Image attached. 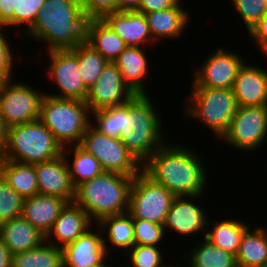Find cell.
Here are the masks:
<instances>
[{"instance_id":"22","label":"cell","mask_w":267,"mask_h":267,"mask_svg":"<svg viewBox=\"0 0 267 267\" xmlns=\"http://www.w3.org/2000/svg\"><path fill=\"white\" fill-rule=\"evenodd\" d=\"M67 203L57 196L36 194L24 200L22 217L47 235Z\"/></svg>"},{"instance_id":"32","label":"cell","mask_w":267,"mask_h":267,"mask_svg":"<svg viewBox=\"0 0 267 267\" xmlns=\"http://www.w3.org/2000/svg\"><path fill=\"white\" fill-rule=\"evenodd\" d=\"M12 267H63L62 248L45 241L31 250L12 254Z\"/></svg>"},{"instance_id":"5","label":"cell","mask_w":267,"mask_h":267,"mask_svg":"<svg viewBox=\"0 0 267 267\" xmlns=\"http://www.w3.org/2000/svg\"><path fill=\"white\" fill-rule=\"evenodd\" d=\"M63 154L62 146L40 119L7 128L0 159L37 164Z\"/></svg>"},{"instance_id":"17","label":"cell","mask_w":267,"mask_h":267,"mask_svg":"<svg viewBox=\"0 0 267 267\" xmlns=\"http://www.w3.org/2000/svg\"><path fill=\"white\" fill-rule=\"evenodd\" d=\"M92 228L94 230L93 225L74 242L62 248L63 267H92L109 256L105 250L100 227L95 226L97 231H93Z\"/></svg>"},{"instance_id":"46","label":"cell","mask_w":267,"mask_h":267,"mask_svg":"<svg viewBox=\"0 0 267 267\" xmlns=\"http://www.w3.org/2000/svg\"><path fill=\"white\" fill-rule=\"evenodd\" d=\"M141 0H117V11L138 10Z\"/></svg>"},{"instance_id":"21","label":"cell","mask_w":267,"mask_h":267,"mask_svg":"<svg viewBox=\"0 0 267 267\" xmlns=\"http://www.w3.org/2000/svg\"><path fill=\"white\" fill-rule=\"evenodd\" d=\"M189 12L183 8L181 0L174 7L144 14L153 40L157 43L163 38L180 39L190 23L191 13Z\"/></svg>"},{"instance_id":"29","label":"cell","mask_w":267,"mask_h":267,"mask_svg":"<svg viewBox=\"0 0 267 267\" xmlns=\"http://www.w3.org/2000/svg\"><path fill=\"white\" fill-rule=\"evenodd\" d=\"M209 223L208 220L205 238L213 245L236 256L242 236L251 226L249 224L247 225L246 222L244 223V221H239L234 218L215 221L214 226L209 225Z\"/></svg>"},{"instance_id":"28","label":"cell","mask_w":267,"mask_h":267,"mask_svg":"<svg viewBox=\"0 0 267 267\" xmlns=\"http://www.w3.org/2000/svg\"><path fill=\"white\" fill-rule=\"evenodd\" d=\"M3 179L24 199L39 194L34 164L0 159Z\"/></svg>"},{"instance_id":"13","label":"cell","mask_w":267,"mask_h":267,"mask_svg":"<svg viewBox=\"0 0 267 267\" xmlns=\"http://www.w3.org/2000/svg\"><path fill=\"white\" fill-rule=\"evenodd\" d=\"M49 66L47 69L48 79L52 80L60 93L47 95L60 99H76L85 101L88 88L85 86L79 72L77 57L70 50L47 51ZM50 77V78H49Z\"/></svg>"},{"instance_id":"49","label":"cell","mask_w":267,"mask_h":267,"mask_svg":"<svg viewBox=\"0 0 267 267\" xmlns=\"http://www.w3.org/2000/svg\"><path fill=\"white\" fill-rule=\"evenodd\" d=\"M106 261H108V260L105 257L100 263H98L92 267H112L111 265H109V263H106Z\"/></svg>"},{"instance_id":"31","label":"cell","mask_w":267,"mask_h":267,"mask_svg":"<svg viewBox=\"0 0 267 267\" xmlns=\"http://www.w3.org/2000/svg\"><path fill=\"white\" fill-rule=\"evenodd\" d=\"M191 249L182 255L184 260H189L187 267H238L235 255L213 245L205 237Z\"/></svg>"},{"instance_id":"4","label":"cell","mask_w":267,"mask_h":267,"mask_svg":"<svg viewBox=\"0 0 267 267\" xmlns=\"http://www.w3.org/2000/svg\"><path fill=\"white\" fill-rule=\"evenodd\" d=\"M134 177L103 172L75 188L74 202L97 224L102 218L128 212Z\"/></svg>"},{"instance_id":"24","label":"cell","mask_w":267,"mask_h":267,"mask_svg":"<svg viewBox=\"0 0 267 267\" xmlns=\"http://www.w3.org/2000/svg\"><path fill=\"white\" fill-rule=\"evenodd\" d=\"M0 239L15 254L42 245L46 235L19 216L0 224Z\"/></svg>"},{"instance_id":"10","label":"cell","mask_w":267,"mask_h":267,"mask_svg":"<svg viewBox=\"0 0 267 267\" xmlns=\"http://www.w3.org/2000/svg\"><path fill=\"white\" fill-rule=\"evenodd\" d=\"M13 80H8L0 93V113L7 128L39 119L46 95V91Z\"/></svg>"},{"instance_id":"6","label":"cell","mask_w":267,"mask_h":267,"mask_svg":"<svg viewBox=\"0 0 267 267\" xmlns=\"http://www.w3.org/2000/svg\"><path fill=\"white\" fill-rule=\"evenodd\" d=\"M62 148L79 145L91 125V111L85 101L45 95L39 118Z\"/></svg>"},{"instance_id":"25","label":"cell","mask_w":267,"mask_h":267,"mask_svg":"<svg viewBox=\"0 0 267 267\" xmlns=\"http://www.w3.org/2000/svg\"><path fill=\"white\" fill-rule=\"evenodd\" d=\"M96 225L107 237L105 240L103 236L107 255L110 253V247L126 254L135 244L133 218L129 212L104 217Z\"/></svg>"},{"instance_id":"14","label":"cell","mask_w":267,"mask_h":267,"mask_svg":"<svg viewBox=\"0 0 267 267\" xmlns=\"http://www.w3.org/2000/svg\"><path fill=\"white\" fill-rule=\"evenodd\" d=\"M136 94L124 82L114 62H109L99 78L88 89L86 104L91 112L123 104Z\"/></svg>"},{"instance_id":"1","label":"cell","mask_w":267,"mask_h":267,"mask_svg":"<svg viewBox=\"0 0 267 267\" xmlns=\"http://www.w3.org/2000/svg\"><path fill=\"white\" fill-rule=\"evenodd\" d=\"M177 144L167 141L143 165V171L175 196L204 195L209 178L201 154Z\"/></svg>"},{"instance_id":"18","label":"cell","mask_w":267,"mask_h":267,"mask_svg":"<svg viewBox=\"0 0 267 267\" xmlns=\"http://www.w3.org/2000/svg\"><path fill=\"white\" fill-rule=\"evenodd\" d=\"M94 224L87 212L75 202H69L61 210L51 230L46 235V242L63 248L74 242Z\"/></svg>"},{"instance_id":"45","label":"cell","mask_w":267,"mask_h":267,"mask_svg":"<svg viewBox=\"0 0 267 267\" xmlns=\"http://www.w3.org/2000/svg\"><path fill=\"white\" fill-rule=\"evenodd\" d=\"M0 267H12V253L0 239Z\"/></svg>"},{"instance_id":"23","label":"cell","mask_w":267,"mask_h":267,"mask_svg":"<svg viewBox=\"0 0 267 267\" xmlns=\"http://www.w3.org/2000/svg\"><path fill=\"white\" fill-rule=\"evenodd\" d=\"M145 47L127 46L114 61L124 82L135 94H148L145 79L148 75V57ZM146 51V52H145Z\"/></svg>"},{"instance_id":"33","label":"cell","mask_w":267,"mask_h":267,"mask_svg":"<svg viewBox=\"0 0 267 267\" xmlns=\"http://www.w3.org/2000/svg\"><path fill=\"white\" fill-rule=\"evenodd\" d=\"M70 51L77 57L79 72L85 86L89 89L99 78L109 61L86 41Z\"/></svg>"},{"instance_id":"16","label":"cell","mask_w":267,"mask_h":267,"mask_svg":"<svg viewBox=\"0 0 267 267\" xmlns=\"http://www.w3.org/2000/svg\"><path fill=\"white\" fill-rule=\"evenodd\" d=\"M35 165L39 194L57 196L68 203L74 202L75 187L72 184L66 157H59Z\"/></svg>"},{"instance_id":"35","label":"cell","mask_w":267,"mask_h":267,"mask_svg":"<svg viewBox=\"0 0 267 267\" xmlns=\"http://www.w3.org/2000/svg\"><path fill=\"white\" fill-rule=\"evenodd\" d=\"M24 198L0 176V224L22 216Z\"/></svg>"},{"instance_id":"19","label":"cell","mask_w":267,"mask_h":267,"mask_svg":"<svg viewBox=\"0 0 267 267\" xmlns=\"http://www.w3.org/2000/svg\"><path fill=\"white\" fill-rule=\"evenodd\" d=\"M238 106H267V70L244 63L233 86Z\"/></svg>"},{"instance_id":"48","label":"cell","mask_w":267,"mask_h":267,"mask_svg":"<svg viewBox=\"0 0 267 267\" xmlns=\"http://www.w3.org/2000/svg\"><path fill=\"white\" fill-rule=\"evenodd\" d=\"M7 81L8 79L2 73H0V93Z\"/></svg>"},{"instance_id":"40","label":"cell","mask_w":267,"mask_h":267,"mask_svg":"<svg viewBox=\"0 0 267 267\" xmlns=\"http://www.w3.org/2000/svg\"><path fill=\"white\" fill-rule=\"evenodd\" d=\"M79 2L88 20L102 19L107 14L117 12V0H79Z\"/></svg>"},{"instance_id":"50","label":"cell","mask_w":267,"mask_h":267,"mask_svg":"<svg viewBox=\"0 0 267 267\" xmlns=\"http://www.w3.org/2000/svg\"><path fill=\"white\" fill-rule=\"evenodd\" d=\"M177 266H178L177 264H176V265H174V266H173L172 264H170V265H167V264L165 265V264H164V265H163V266H161V267H177ZM179 267H180V266H179Z\"/></svg>"},{"instance_id":"42","label":"cell","mask_w":267,"mask_h":267,"mask_svg":"<svg viewBox=\"0 0 267 267\" xmlns=\"http://www.w3.org/2000/svg\"><path fill=\"white\" fill-rule=\"evenodd\" d=\"M249 37L255 46L267 59V11L264 16L248 31Z\"/></svg>"},{"instance_id":"37","label":"cell","mask_w":267,"mask_h":267,"mask_svg":"<svg viewBox=\"0 0 267 267\" xmlns=\"http://www.w3.org/2000/svg\"><path fill=\"white\" fill-rule=\"evenodd\" d=\"M133 226L135 244L158 246L164 242L162 239L166 237V233L163 225L133 218Z\"/></svg>"},{"instance_id":"38","label":"cell","mask_w":267,"mask_h":267,"mask_svg":"<svg viewBox=\"0 0 267 267\" xmlns=\"http://www.w3.org/2000/svg\"><path fill=\"white\" fill-rule=\"evenodd\" d=\"M249 31L267 11V0H230Z\"/></svg>"},{"instance_id":"44","label":"cell","mask_w":267,"mask_h":267,"mask_svg":"<svg viewBox=\"0 0 267 267\" xmlns=\"http://www.w3.org/2000/svg\"><path fill=\"white\" fill-rule=\"evenodd\" d=\"M181 0H141L138 12L143 14L165 10L176 6Z\"/></svg>"},{"instance_id":"11","label":"cell","mask_w":267,"mask_h":267,"mask_svg":"<svg viewBox=\"0 0 267 267\" xmlns=\"http://www.w3.org/2000/svg\"><path fill=\"white\" fill-rule=\"evenodd\" d=\"M267 106H238L220 141L235 150L256 151L267 140ZM225 141V142H224Z\"/></svg>"},{"instance_id":"15","label":"cell","mask_w":267,"mask_h":267,"mask_svg":"<svg viewBox=\"0 0 267 267\" xmlns=\"http://www.w3.org/2000/svg\"><path fill=\"white\" fill-rule=\"evenodd\" d=\"M202 196H176L163 225L165 233L172 231V233H178L179 236L189 237L192 234L194 236L199 234L200 231L205 237L207 230L205 228H207V222L210 218L207 216L206 210L201 208L200 204H196V200L201 199Z\"/></svg>"},{"instance_id":"39","label":"cell","mask_w":267,"mask_h":267,"mask_svg":"<svg viewBox=\"0 0 267 267\" xmlns=\"http://www.w3.org/2000/svg\"><path fill=\"white\" fill-rule=\"evenodd\" d=\"M45 0H18L17 11H15V27L22 25V32H26L36 20L38 12L43 8ZM27 26V27H26Z\"/></svg>"},{"instance_id":"20","label":"cell","mask_w":267,"mask_h":267,"mask_svg":"<svg viewBox=\"0 0 267 267\" xmlns=\"http://www.w3.org/2000/svg\"><path fill=\"white\" fill-rule=\"evenodd\" d=\"M102 20L124 40L127 46L147 47L148 44H156L145 15L137 10L110 13Z\"/></svg>"},{"instance_id":"8","label":"cell","mask_w":267,"mask_h":267,"mask_svg":"<svg viewBox=\"0 0 267 267\" xmlns=\"http://www.w3.org/2000/svg\"><path fill=\"white\" fill-rule=\"evenodd\" d=\"M175 197L166 187L142 171L134 176L128 212L132 218L164 225Z\"/></svg>"},{"instance_id":"27","label":"cell","mask_w":267,"mask_h":267,"mask_svg":"<svg viewBox=\"0 0 267 267\" xmlns=\"http://www.w3.org/2000/svg\"><path fill=\"white\" fill-rule=\"evenodd\" d=\"M249 227L243 234L236 261L238 267H267V229Z\"/></svg>"},{"instance_id":"3","label":"cell","mask_w":267,"mask_h":267,"mask_svg":"<svg viewBox=\"0 0 267 267\" xmlns=\"http://www.w3.org/2000/svg\"><path fill=\"white\" fill-rule=\"evenodd\" d=\"M154 105L148 94H136L125 103L121 140L142 165L167 142L160 110Z\"/></svg>"},{"instance_id":"2","label":"cell","mask_w":267,"mask_h":267,"mask_svg":"<svg viewBox=\"0 0 267 267\" xmlns=\"http://www.w3.org/2000/svg\"><path fill=\"white\" fill-rule=\"evenodd\" d=\"M87 21L79 0H45L22 37L44 42L45 51L71 50L86 41Z\"/></svg>"},{"instance_id":"12","label":"cell","mask_w":267,"mask_h":267,"mask_svg":"<svg viewBox=\"0 0 267 267\" xmlns=\"http://www.w3.org/2000/svg\"><path fill=\"white\" fill-rule=\"evenodd\" d=\"M205 59L193 70L192 87L233 89L238 71L246 62L240 53L227 51L222 46Z\"/></svg>"},{"instance_id":"34","label":"cell","mask_w":267,"mask_h":267,"mask_svg":"<svg viewBox=\"0 0 267 267\" xmlns=\"http://www.w3.org/2000/svg\"><path fill=\"white\" fill-rule=\"evenodd\" d=\"M124 116L125 103L96 110L91 112V125L108 137L121 139Z\"/></svg>"},{"instance_id":"9","label":"cell","mask_w":267,"mask_h":267,"mask_svg":"<svg viewBox=\"0 0 267 267\" xmlns=\"http://www.w3.org/2000/svg\"><path fill=\"white\" fill-rule=\"evenodd\" d=\"M79 145L100 162L105 172L134 177L143 171V165L127 149L121 139L108 137L92 125L87 128Z\"/></svg>"},{"instance_id":"43","label":"cell","mask_w":267,"mask_h":267,"mask_svg":"<svg viewBox=\"0 0 267 267\" xmlns=\"http://www.w3.org/2000/svg\"><path fill=\"white\" fill-rule=\"evenodd\" d=\"M18 0H0V26L15 27V11Z\"/></svg>"},{"instance_id":"26","label":"cell","mask_w":267,"mask_h":267,"mask_svg":"<svg viewBox=\"0 0 267 267\" xmlns=\"http://www.w3.org/2000/svg\"><path fill=\"white\" fill-rule=\"evenodd\" d=\"M86 42L109 62H114L127 47L124 40L102 19L87 21Z\"/></svg>"},{"instance_id":"36","label":"cell","mask_w":267,"mask_h":267,"mask_svg":"<svg viewBox=\"0 0 267 267\" xmlns=\"http://www.w3.org/2000/svg\"><path fill=\"white\" fill-rule=\"evenodd\" d=\"M159 246L134 244L125 254L128 256V267H161L163 263V254Z\"/></svg>"},{"instance_id":"7","label":"cell","mask_w":267,"mask_h":267,"mask_svg":"<svg viewBox=\"0 0 267 267\" xmlns=\"http://www.w3.org/2000/svg\"><path fill=\"white\" fill-rule=\"evenodd\" d=\"M184 105V115L199 119L219 141L228 131L238 104L231 88L192 87Z\"/></svg>"},{"instance_id":"30","label":"cell","mask_w":267,"mask_h":267,"mask_svg":"<svg viewBox=\"0 0 267 267\" xmlns=\"http://www.w3.org/2000/svg\"><path fill=\"white\" fill-rule=\"evenodd\" d=\"M71 154L73 158L71 160L70 157L69 160L68 156ZM63 155L66 157L71 181L75 188L84 181L91 180L104 172L100 162L80 145L63 148Z\"/></svg>"},{"instance_id":"41","label":"cell","mask_w":267,"mask_h":267,"mask_svg":"<svg viewBox=\"0 0 267 267\" xmlns=\"http://www.w3.org/2000/svg\"><path fill=\"white\" fill-rule=\"evenodd\" d=\"M4 26H0V73H2L8 80L13 79V67L16 60L14 59L13 50L10 42L7 41ZM13 74V75H12Z\"/></svg>"},{"instance_id":"47","label":"cell","mask_w":267,"mask_h":267,"mask_svg":"<svg viewBox=\"0 0 267 267\" xmlns=\"http://www.w3.org/2000/svg\"><path fill=\"white\" fill-rule=\"evenodd\" d=\"M7 138V127L4 124L2 115L0 113V148L3 146Z\"/></svg>"}]
</instances>
